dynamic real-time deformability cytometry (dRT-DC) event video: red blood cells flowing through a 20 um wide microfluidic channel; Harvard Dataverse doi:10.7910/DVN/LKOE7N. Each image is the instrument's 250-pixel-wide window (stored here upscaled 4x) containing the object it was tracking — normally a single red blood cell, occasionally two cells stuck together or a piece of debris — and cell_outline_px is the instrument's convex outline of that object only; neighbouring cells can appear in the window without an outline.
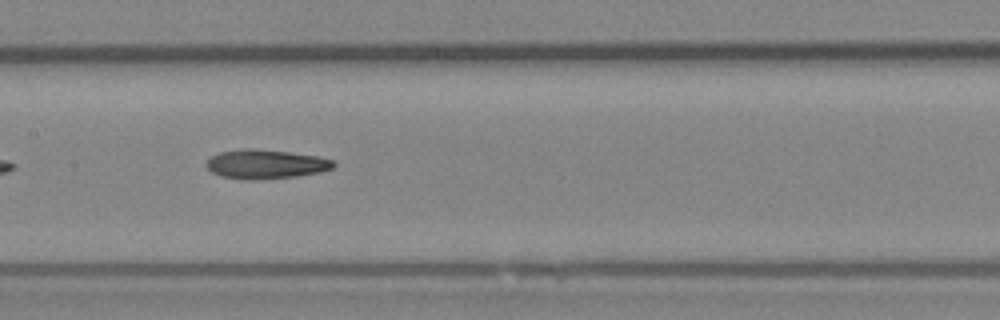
{"species": "Egyptian fruit bat (a non-hibernating species)", "species_latin": "Rousettus aegyptiacus", "temperature_condition": "room temperature", "stored_images_in_passage": 35, "camera_frame_rate_fps": 3000, "um_per_image_px": 0.085, "animal": {"sex": "female"}, "frame": {"image": 1, "passage_image": 11, "time_ms": 3.333, "image_size_px": [1000, 320], "cell_outline_px": [[336, 164], [332, 168], [320, 172], [296, 176], [252, 180], [244, 180], [220, 176], [212, 172], [208, 168], [208, 160], [212, 156], [220, 152], [248, 148], [252, 148], [288, 152], [316, 156], [336, 160]], "centroid_in_image_um": [22.61, 13.96], "position_along_channel_um": 184.8, "area_um2": 21.44}}
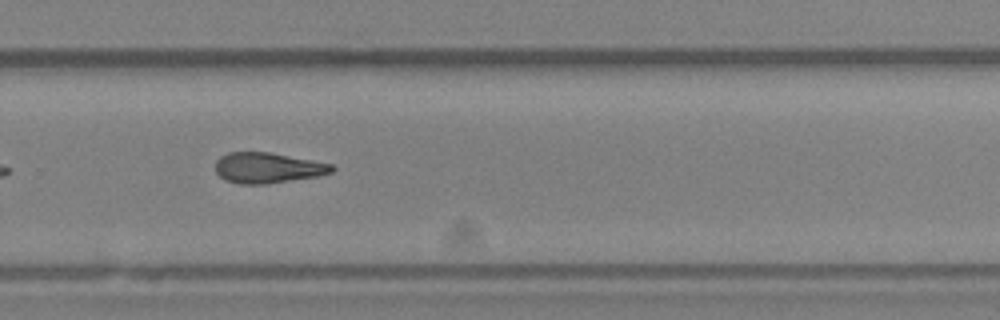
{"frame": {"image": 2, "passage_image": 20, "time_ms": 6.333, "image_size_px": [1000, 320], "cell_outline_px": [[336, 168], [332, 172], [316, 176], [268, 184], [240, 184], [224, 180], [216, 172], [216, 160], [220, 156], [228, 152], [268, 152], [332, 164]], "centroid_in_image_um": [22.72, 14.27], "position_along_channel_um": 307.1, "area_um2": 20.63}}
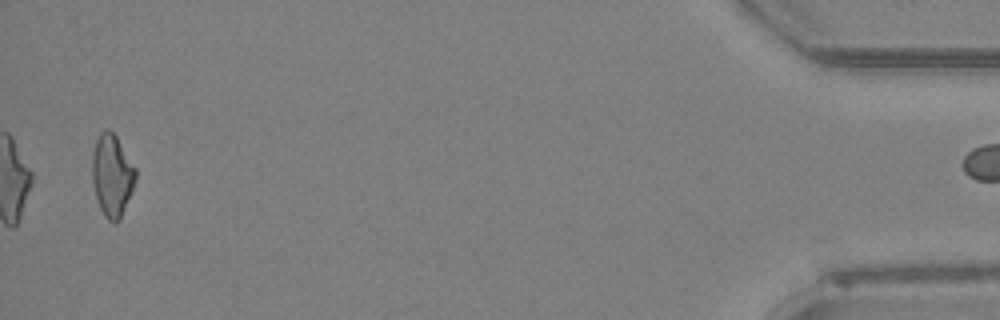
{"frame": {"image": 3, "passage_image": 35, "time_ms": 11.333, "image_size_px": [1000, 320], "cell_outline_px": [[136, 180], [120, 220], [108, 220], [104, 216], [96, 200], [92, 180], [92, 152], [96, 140], [100, 132], [104, 128], [108, 128], [116, 136], [136, 168]], "centroid_in_image_um": [9.51, 14.88], "position_along_channel_um": 425.7, "area_um2": 20.81}}